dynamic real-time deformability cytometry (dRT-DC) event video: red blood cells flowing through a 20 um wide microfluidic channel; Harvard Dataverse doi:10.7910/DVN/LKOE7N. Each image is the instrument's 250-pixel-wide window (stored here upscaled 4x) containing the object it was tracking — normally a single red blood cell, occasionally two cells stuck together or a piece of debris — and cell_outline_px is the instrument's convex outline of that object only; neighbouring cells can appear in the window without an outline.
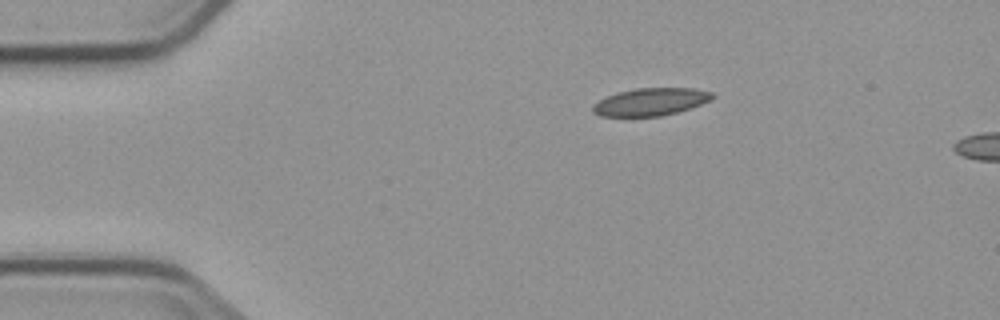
{"species": "common noctule bat (a hibernating species)", "species_latin": "Nyctalus noctula", "temperature_condition": "cold", "stored_images_in_passage": 2, "camera_frame_rate_fps": 3000, "um_per_image_px": 0.085, "animal": {"sex": "male", "body_mass_g": 23.1, "forearm_length_mm": 52.7}, "frame": {"image": 1, "passage_image": 1, "time_ms": 0.0, "image_size_px": [1000, 320], "cell_outline_px": [[716, 96], [700, 104], [676, 112], [660, 116], [600, 116], [592, 112], [592, 104], [616, 92], [636, 88], [696, 88], [712, 92]], "centroid_in_image_um": [55.27, 8.65], "position_along_channel_um": 29.7, "area_um2": 19.07}}